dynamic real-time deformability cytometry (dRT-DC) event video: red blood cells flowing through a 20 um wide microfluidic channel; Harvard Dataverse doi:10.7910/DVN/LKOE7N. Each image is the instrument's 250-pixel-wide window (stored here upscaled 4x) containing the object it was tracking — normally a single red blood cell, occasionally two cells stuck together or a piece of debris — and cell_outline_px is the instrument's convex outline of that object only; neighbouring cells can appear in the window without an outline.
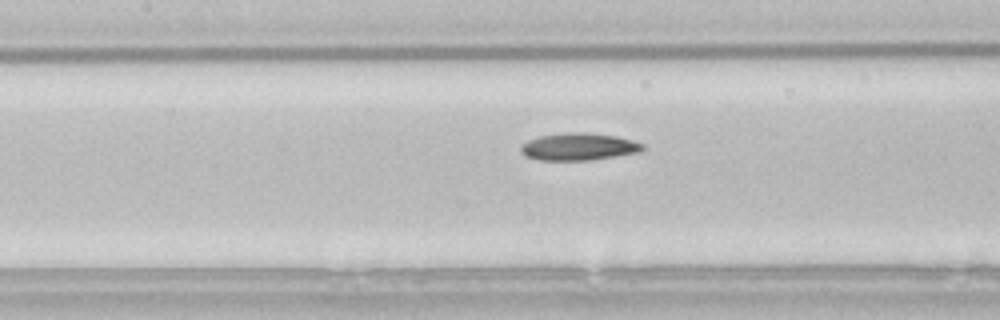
{"species": "common noctule bat (a hibernating species)", "species_latin": "Nyctalus noctula", "temperature_condition": "room temperature", "stored_images_in_passage": 23, "camera_frame_rate_fps": 3000, "um_per_image_px": 0.085, "animal": {"sex": "male", "body_mass_g": 21.5, "forearm_length_mm": 52.0}, "frame": {"image": 1, "passage_image": 17, "time_ms": 5.333, "image_size_px": [1000, 320], "cell_outline_px": [[644, 148], [640, 152], [592, 160], [536, 160], [524, 156], [520, 152], [520, 144], [528, 140], [540, 136], [564, 132], [588, 132], [616, 136], [632, 140], [644, 144]], "centroid_in_image_um": [49.15, 12.47], "position_along_channel_um": 158.2, "area_um2": 19.65}}
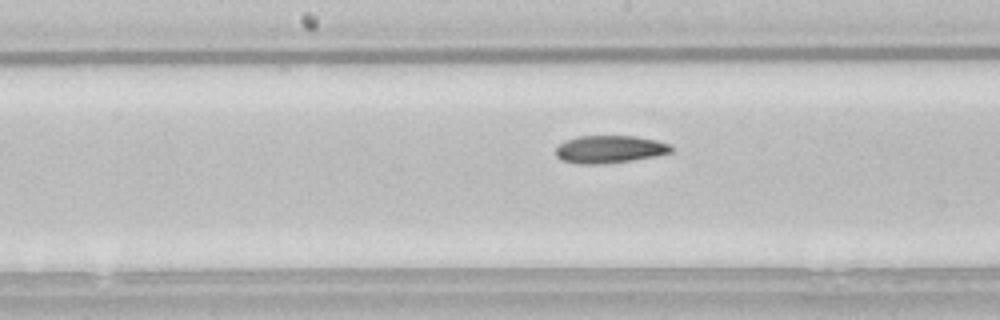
{"frame": {"image": 2, "passage_image": 20, "time_ms": 6.333, "image_size_px": [1000, 320], "cell_outline_px": [[672, 152], [652, 156], [628, 160], [600, 164], [580, 164], [560, 160], [556, 156], [556, 148], [560, 144], [568, 140], [580, 136], [636, 136], [656, 140], [668, 144], [672, 148]], "centroid_in_image_um": [51.78, 12.68], "position_along_channel_um": 196.4, "area_um2": 18.21}}